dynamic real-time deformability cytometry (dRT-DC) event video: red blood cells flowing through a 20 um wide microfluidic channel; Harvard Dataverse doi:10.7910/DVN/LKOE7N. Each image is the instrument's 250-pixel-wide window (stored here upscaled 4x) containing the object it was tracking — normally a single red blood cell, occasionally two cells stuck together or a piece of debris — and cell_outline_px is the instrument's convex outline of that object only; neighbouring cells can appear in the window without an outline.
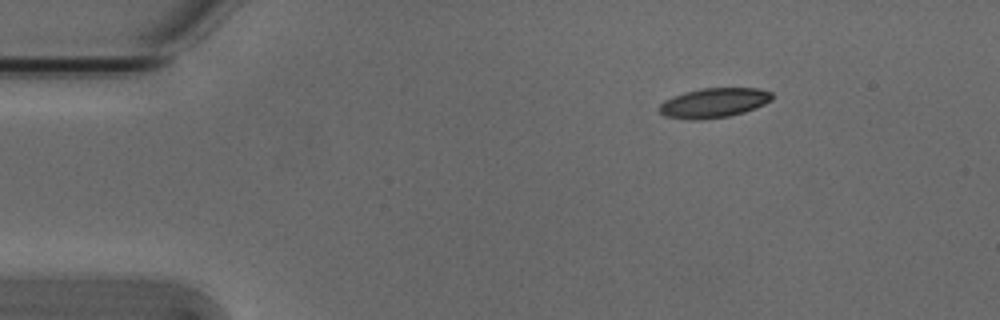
{"species": "Egyptian fruit bat (a non-hibernating species)", "species_latin": "Rousettus aegyptiacus", "temperature_condition": "cold", "stored_images_in_passage": 3, "camera_frame_rate_fps": 3000, "um_per_image_px": 0.085, "animal": {"sex": "male"}, "frame": {"image": 1, "passage_image": 1, "time_ms": 0.0, "image_size_px": [1000, 320], "cell_outline_px": [[772, 100], [756, 108], [744, 112], [728, 116], [700, 120], [688, 120], [664, 116], [656, 108], [664, 100], [672, 96], [684, 92], [700, 88], [756, 88], [772, 92]], "centroid_in_image_um": [60.63, 8.74], "position_along_channel_um": 24.4, "area_um2": 19.71}}
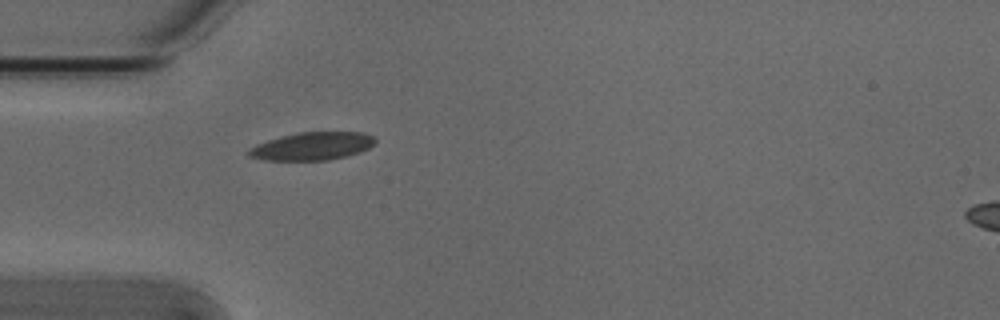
{"frame": {"image": 2, "passage_image": 3, "time_ms": 0.667, "image_size_px": [1000, 320], "cell_outline_px": [[376, 144], [360, 152], [348, 156], [328, 160], [264, 160], [248, 156], [248, 148], [256, 144], [280, 136], [300, 132], [364, 132], [372, 136], [376, 140]], "centroid_in_image_um": [26.55, 12.42], "position_along_channel_um": 58.5, "area_um2": 20.69}}